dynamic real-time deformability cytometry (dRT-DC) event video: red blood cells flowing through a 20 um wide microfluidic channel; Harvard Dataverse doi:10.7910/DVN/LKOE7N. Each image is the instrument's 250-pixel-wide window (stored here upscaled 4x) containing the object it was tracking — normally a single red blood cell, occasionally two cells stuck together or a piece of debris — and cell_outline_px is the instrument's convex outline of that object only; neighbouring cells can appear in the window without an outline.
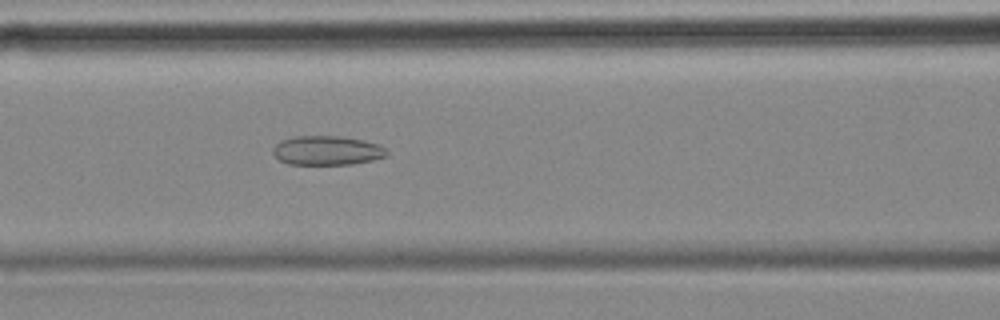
{"species": "common noctule bat (a hibernating species)", "species_latin": "Nyctalus noctula", "temperature_condition": "cold", "stored_images_in_passage": 55, "camera_frame_rate_fps": 3000, "um_per_image_px": 0.085, "animal": {"sex": "female", "body_mass_g": 18.4}, "frame": {"image": 1, "passage_image": 22, "time_ms": 7.0, "image_size_px": [1000, 320], "cell_outline_px": [[388, 156], [372, 160], [352, 164], [288, 164], [280, 160], [272, 152], [272, 148], [280, 140], [292, 136], [336, 136], [364, 140], [376, 144], [384, 148], [388, 152]], "centroid_in_image_um": [27.77, 12.79], "position_along_channel_um": 138.8, "area_um2": 19.36}}
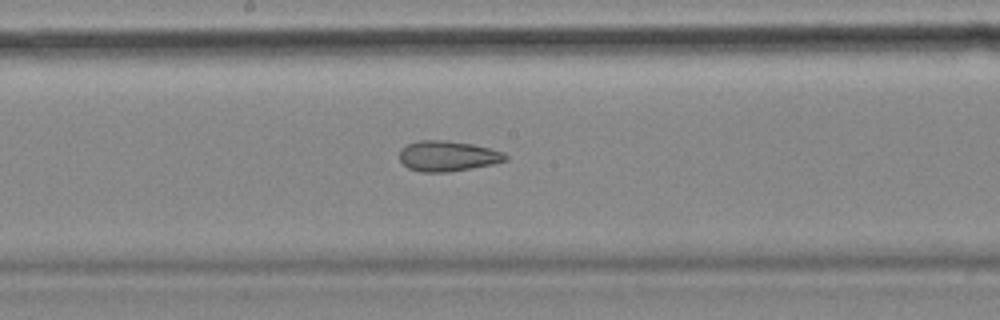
{"frame": {"image": 2, "passage_image": 28, "time_ms": 9.0, "image_size_px": [1000, 320], "cell_outline_px": [[508, 160], [492, 164], [472, 168], [448, 172], [420, 172], [408, 168], [400, 160], [400, 148], [408, 144], [420, 140], [444, 140], [472, 144], [504, 152], [508, 156]], "centroid_in_image_um": [38.05, 13.27], "position_along_channel_um": 210.2, "area_um2": 18.79}}
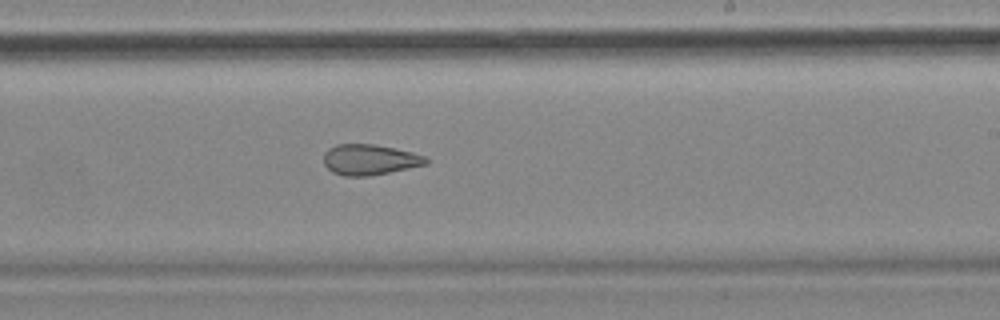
{"frame": {"image": 3, "passage_image": 32, "time_ms": 10.333, "image_size_px": [1000, 320], "cell_outline_px": [[428, 164], [368, 176], [344, 176], [332, 172], [324, 164], [324, 152], [328, 148], [336, 144], [372, 144], [412, 152], [424, 156], [428, 160]], "centroid_in_image_um": [31.38, 13.57], "position_along_channel_um": 257.6, "area_um2": 18.09}, "authors_computed_cell_mechanics": {"area_um2": 22.4264, "velocity_mm_per_s": 3.5763, "shape_relaxation_time_tau1_ms": null, "shape_relaxation_time_tau2_ms": 2.7055, "deformation_change_tau1": null, "deformation_change_tau2": 0.1052}}